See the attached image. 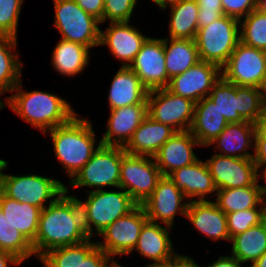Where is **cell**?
Returning a JSON list of instances; mask_svg holds the SVG:
<instances>
[{
	"label": "cell",
	"instance_id": "cell-1",
	"mask_svg": "<svg viewBox=\"0 0 266 267\" xmlns=\"http://www.w3.org/2000/svg\"><path fill=\"white\" fill-rule=\"evenodd\" d=\"M68 193L69 189L65 187V192L41 211L37 234L32 243L38 260L52 249L76 245L90 238L84 227L78 198L66 195Z\"/></svg>",
	"mask_w": 266,
	"mask_h": 267
},
{
	"label": "cell",
	"instance_id": "cell-2",
	"mask_svg": "<svg viewBox=\"0 0 266 267\" xmlns=\"http://www.w3.org/2000/svg\"><path fill=\"white\" fill-rule=\"evenodd\" d=\"M22 82L12 90L16 92L7 96V105L24 121L39 129L42 133L68 123L77 113L73 111L66 99L39 90L25 92Z\"/></svg>",
	"mask_w": 266,
	"mask_h": 267
},
{
	"label": "cell",
	"instance_id": "cell-3",
	"mask_svg": "<svg viewBox=\"0 0 266 267\" xmlns=\"http://www.w3.org/2000/svg\"><path fill=\"white\" fill-rule=\"evenodd\" d=\"M46 132L52 138L55 156L70 180L101 145L99 141L97 147L95 146L96 138L91 120L81 119L77 114L68 123Z\"/></svg>",
	"mask_w": 266,
	"mask_h": 267
},
{
	"label": "cell",
	"instance_id": "cell-4",
	"mask_svg": "<svg viewBox=\"0 0 266 267\" xmlns=\"http://www.w3.org/2000/svg\"><path fill=\"white\" fill-rule=\"evenodd\" d=\"M120 190L122 191L88 190L85 202L78 199L83 212L84 227L90 238L95 233L99 236L117 218L127 215L137 206L124 189Z\"/></svg>",
	"mask_w": 266,
	"mask_h": 267
},
{
	"label": "cell",
	"instance_id": "cell-5",
	"mask_svg": "<svg viewBox=\"0 0 266 267\" xmlns=\"http://www.w3.org/2000/svg\"><path fill=\"white\" fill-rule=\"evenodd\" d=\"M7 165L8 162L4 160L0 167V191L10 199L44 209L65 192L66 186L54 178L37 174H4ZM47 200L49 202L45 205Z\"/></svg>",
	"mask_w": 266,
	"mask_h": 267
},
{
	"label": "cell",
	"instance_id": "cell-6",
	"mask_svg": "<svg viewBox=\"0 0 266 267\" xmlns=\"http://www.w3.org/2000/svg\"><path fill=\"white\" fill-rule=\"evenodd\" d=\"M240 22L223 15L218 20L198 29L195 42L201 61L222 69L240 42Z\"/></svg>",
	"mask_w": 266,
	"mask_h": 267
},
{
	"label": "cell",
	"instance_id": "cell-7",
	"mask_svg": "<svg viewBox=\"0 0 266 267\" xmlns=\"http://www.w3.org/2000/svg\"><path fill=\"white\" fill-rule=\"evenodd\" d=\"M124 147L100 145L90 160L70 180L73 188L105 186L120 189V170Z\"/></svg>",
	"mask_w": 266,
	"mask_h": 267
},
{
	"label": "cell",
	"instance_id": "cell-8",
	"mask_svg": "<svg viewBox=\"0 0 266 267\" xmlns=\"http://www.w3.org/2000/svg\"><path fill=\"white\" fill-rule=\"evenodd\" d=\"M54 26L61 39L72 41L88 48L100 46L101 22L85 12L74 0H53Z\"/></svg>",
	"mask_w": 266,
	"mask_h": 267
},
{
	"label": "cell",
	"instance_id": "cell-9",
	"mask_svg": "<svg viewBox=\"0 0 266 267\" xmlns=\"http://www.w3.org/2000/svg\"><path fill=\"white\" fill-rule=\"evenodd\" d=\"M161 177L153 157L127 153L122 157L119 187L124 189L137 205H142L151 196Z\"/></svg>",
	"mask_w": 266,
	"mask_h": 267
},
{
	"label": "cell",
	"instance_id": "cell-10",
	"mask_svg": "<svg viewBox=\"0 0 266 267\" xmlns=\"http://www.w3.org/2000/svg\"><path fill=\"white\" fill-rule=\"evenodd\" d=\"M195 102L167 88L148 91L147 113L154 121L171 126L177 132L189 131L194 119Z\"/></svg>",
	"mask_w": 266,
	"mask_h": 267
},
{
	"label": "cell",
	"instance_id": "cell-11",
	"mask_svg": "<svg viewBox=\"0 0 266 267\" xmlns=\"http://www.w3.org/2000/svg\"><path fill=\"white\" fill-rule=\"evenodd\" d=\"M148 220L146 211L142 205H137L127 215L117 218L106 227L100 236L103 242H96L113 261L117 255H127L133 249L140 236L144 223Z\"/></svg>",
	"mask_w": 266,
	"mask_h": 267
},
{
	"label": "cell",
	"instance_id": "cell-12",
	"mask_svg": "<svg viewBox=\"0 0 266 267\" xmlns=\"http://www.w3.org/2000/svg\"><path fill=\"white\" fill-rule=\"evenodd\" d=\"M265 71L266 51L247 46L240 41L221 69V74L227 82L258 88Z\"/></svg>",
	"mask_w": 266,
	"mask_h": 267
},
{
	"label": "cell",
	"instance_id": "cell-13",
	"mask_svg": "<svg viewBox=\"0 0 266 267\" xmlns=\"http://www.w3.org/2000/svg\"><path fill=\"white\" fill-rule=\"evenodd\" d=\"M205 162L217 190L249 187L261 177L253 159L214 154Z\"/></svg>",
	"mask_w": 266,
	"mask_h": 267
},
{
	"label": "cell",
	"instance_id": "cell-14",
	"mask_svg": "<svg viewBox=\"0 0 266 267\" xmlns=\"http://www.w3.org/2000/svg\"><path fill=\"white\" fill-rule=\"evenodd\" d=\"M129 67L148 91L167 88L170 78L165 63L164 38L148 37Z\"/></svg>",
	"mask_w": 266,
	"mask_h": 267
},
{
	"label": "cell",
	"instance_id": "cell-15",
	"mask_svg": "<svg viewBox=\"0 0 266 267\" xmlns=\"http://www.w3.org/2000/svg\"><path fill=\"white\" fill-rule=\"evenodd\" d=\"M169 176H162L151 196L142 204L146 211L148 220L152 222H163L164 226L173 228V220L177 214L186 217L189 202ZM177 213V214H176ZM159 221V222H158Z\"/></svg>",
	"mask_w": 266,
	"mask_h": 267
},
{
	"label": "cell",
	"instance_id": "cell-16",
	"mask_svg": "<svg viewBox=\"0 0 266 267\" xmlns=\"http://www.w3.org/2000/svg\"><path fill=\"white\" fill-rule=\"evenodd\" d=\"M221 77V69L217 65L199 61L186 72L172 77L167 89L197 103L209 96L213 85Z\"/></svg>",
	"mask_w": 266,
	"mask_h": 267
},
{
	"label": "cell",
	"instance_id": "cell-17",
	"mask_svg": "<svg viewBox=\"0 0 266 267\" xmlns=\"http://www.w3.org/2000/svg\"><path fill=\"white\" fill-rule=\"evenodd\" d=\"M91 239L52 249L39 260L45 267H108L113 260Z\"/></svg>",
	"mask_w": 266,
	"mask_h": 267
},
{
	"label": "cell",
	"instance_id": "cell-18",
	"mask_svg": "<svg viewBox=\"0 0 266 267\" xmlns=\"http://www.w3.org/2000/svg\"><path fill=\"white\" fill-rule=\"evenodd\" d=\"M100 33V46L107 45L114 58L122 61L121 66L129 67L148 38L129 22L109 23Z\"/></svg>",
	"mask_w": 266,
	"mask_h": 267
},
{
	"label": "cell",
	"instance_id": "cell-19",
	"mask_svg": "<svg viewBox=\"0 0 266 267\" xmlns=\"http://www.w3.org/2000/svg\"><path fill=\"white\" fill-rule=\"evenodd\" d=\"M194 146H201L190 131L174 134L153 156L162 176L188 166L198 160L193 152Z\"/></svg>",
	"mask_w": 266,
	"mask_h": 267
},
{
	"label": "cell",
	"instance_id": "cell-20",
	"mask_svg": "<svg viewBox=\"0 0 266 267\" xmlns=\"http://www.w3.org/2000/svg\"><path fill=\"white\" fill-rule=\"evenodd\" d=\"M107 129L99 140L101 145L125 147L133 133L148 115L147 105H131L110 110Z\"/></svg>",
	"mask_w": 266,
	"mask_h": 267
},
{
	"label": "cell",
	"instance_id": "cell-21",
	"mask_svg": "<svg viewBox=\"0 0 266 267\" xmlns=\"http://www.w3.org/2000/svg\"><path fill=\"white\" fill-rule=\"evenodd\" d=\"M186 218L193 224L200 233L209 239L230 241L227 229L226 214L217 207L214 201H189Z\"/></svg>",
	"mask_w": 266,
	"mask_h": 267
},
{
	"label": "cell",
	"instance_id": "cell-22",
	"mask_svg": "<svg viewBox=\"0 0 266 267\" xmlns=\"http://www.w3.org/2000/svg\"><path fill=\"white\" fill-rule=\"evenodd\" d=\"M169 177L176 187L183 192L188 202L194 201L195 197H198V201L207 200L209 193L217 192L206 162L200 159L173 171Z\"/></svg>",
	"mask_w": 266,
	"mask_h": 267
},
{
	"label": "cell",
	"instance_id": "cell-23",
	"mask_svg": "<svg viewBox=\"0 0 266 267\" xmlns=\"http://www.w3.org/2000/svg\"><path fill=\"white\" fill-rule=\"evenodd\" d=\"M257 124L244 121L241 123H228L225 129L215 138L210 145H215L217 153L224 156L236 158L253 159L254 154L247 150L254 149L255 133Z\"/></svg>",
	"mask_w": 266,
	"mask_h": 267
},
{
	"label": "cell",
	"instance_id": "cell-24",
	"mask_svg": "<svg viewBox=\"0 0 266 267\" xmlns=\"http://www.w3.org/2000/svg\"><path fill=\"white\" fill-rule=\"evenodd\" d=\"M176 133L171 126L156 122L147 115L124 147L125 152L130 155L153 157Z\"/></svg>",
	"mask_w": 266,
	"mask_h": 267
},
{
	"label": "cell",
	"instance_id": "cell-25",
	"mask_svg": "<svg viewBox=\"0 0 266 267\" xmlns=\"http://www.w3.org/2000/svg\"><path fill=\"white\" fill-rule=\"evenodd\" d=\"M148 90L130 67L121 66L108 93L110 110L131 105H147Z\"/></svg>",
	"mask_w": 266,
	"mask_h": 267
},
{
	"label": "cell",
	"instance_id": "cell-26",
	"mask_svg": "<svg viewBox=\"0 0 266 267\" xmlns=\"http://www.w3.org/2000/svg\"><path fill=\"white\" fill-rule=\"evenodd\" d=\"M170 226L147 220L133 250L153 262L171 258L176 252L169 236Z\"/></svg>",
	"mask_w": 266,
	"mask_h": 267
},
{
	"label": "cell",
	"instance_id": "cell-27",
	"mask_svg": "<svg viewBox=\"0 0 266 267\" xmlns=\"http://www.w3.org/2000/svg\"><path fill=\"white\" fill-rule=\"evenodd\" d=\"M227 124L215 104L205 97L195 103L194 119L189 131L201 146L207 147L225 129Z\"/></svg>",
	"mask_w": 266,
	"mask_h": 267
},
{
	"label": "cell",
	"instance_id": "cell-28",
	"mask_svg": "<svg viewBox=\"0 0 266 267\" xmlns=\"http://www.w3.org/2000/svg\"><path fill=\"white\" fill-rule=\"evenodd\" d=\"M0 209L11 224L32 244L37 234L42 209L28 203H21L17 200L10 199L1 191Z\"/></svg>",
	"mask_w": 266,
	"mask_h": 267
},
{
	"label": "cell",
	"instance_id": "cell-29",
	"mask_svg": "<svg viewBox=\"0 0 266 267\" xmlns=\"http://www.w3.org/2000/svg\"><path fill=\"white\" fill-rule=\"evenodd\" d=\"M89 50L84 45L60 39L52 52V66L64 76L79 75L89 63Z\"/></svg>",
	"mask_w": 266,
	"mask_h": 267
},
{
	"label": "cell",
	"instance_id": "cell-30",
	"mask_svg": "<svg viewBox=\"0 0 266 267\" xmlns=\"http://www.w3.org/2000/svg\"><path fill=\"white\" fill-rule=\"evenodd\" d=\"M170 5L169 36L172 39L195 40L198 31L199 7L196 0H178L162 8L167 9Z\"/></svg>",
	"mask_w": 266,
	"mask_h": 267
},
{
	"label": "cell",
	"instance_id": "cell-31",
	"mask_svg": "<svg viewBox=\"0 0 266 267\" xmlns=\"http://www.w3.org/2000/svg\"><path fill=\"white\" fill-rule=\"evenodd\" d=\"M164 54L170 79L201 61L196 42L190 39L164 38Z\"/></svg>",
	"mask_w": 266,
	"mask_h": 267
},
{
	"label": "cell",
	"instance_id": "cell-32",
	"mask_svg": "<svg viewBox=\"0 0 266 267\" xmlns=\"http://www.w3.org/2000/svg\"><path fill=\"white\" fill-rule=\"evenodd\" d=\"M231 254L241 263L258 260L266 252V219L245 232L233 236Z\"/></svg>",
	"mask_w": 266,
	"mask_h": 267
},
{
	"label": "cell",
	"instance_id": "cell-33",
	"mask_svg": "<svg viewBox=\"0 0 266 267\" xmlns=\"http://www.w3.org/2000/svg\"><path fill=\"white\" fill-rule=\"evenodd\" d=\"M215 204L225 214L256 208L263 201L262 185L257 181L249 187L219 189Z\"/></svg>",
	"mask_w": 266,
	"mask_h": 267
},
{
	"label": "cell",
	"instance_id": "cell-34",
	"mask_svg": "<svg viewBox=\"0 0 266 267\" xmlns=\"http://www.w3.org/2000/svg\"><path fill=\"white\" fill-rule=\"evenodd\" d=\"M17 45V38L0 35V96L12 92L22 81V61L14 51Z\"/></svg>",
	"mask_w": 266,
	"mask_h": 267
},
{
	"label": "cell",
	"instance_id": "cell-35",
	"mask_svg": "<svg viewBox=\"0 0 266 267\" xmlns=\"http://www.w3.org/2000/svg\"><path fill=\"white\" fill-rule=\"evenodd\" d=\"M208 98L215 104L227 123H241L245 120L238 113L236 85L221 77L212 87Z\"/></svg>",
	"mask_w": 266,
	"mask_h": 267
},
{
	"label": "cell",
	"instance_id": "cell-36",
	"mask_svg": "<svg viewBox=\"0 0 266 267\" xmlns=\"http://www.w3.org/2000/svg\"><path fill=\"white\" fill-rule=\"evenodd\" d=\"M0 250L8 252L21 262L34 256L32 244L14 227L0 209Z\"/></svg>",
	"mask_w": 266,
	"mask_h": 267
},
{
	"label": "cell",
	"instance_id": "cell-37",
	"mask_svg": "<svg viewBox=\"0 0 266 267\" xmlns=\"http://www.w3.org/2000/svg\"><path fill=\"white\" fill-rule=\"evenodd\" d=\"M244 19V20H243ZM240 22V41L266 51V11L256 8Z\"/></svg>",
	"mask_w": 266,
	"mask_h": 267
},
{
	"label": "cell",
	"instance_id": "cell-38",
	"mask_svg": "<svg viewBox=\"0 0 266 267\" xmlns=\"http://www.w3.org/2000/svg\"><path fill=\"white\" fill-rule=\"evenodd\" d=\"M238 113L246 121L258 124L266 113L257 87L236 85Z\"/></svg>",
	"mask_w": 266,
	"mask_h": 267
},
{
	"label": "cell",
	"instance_id": "cell-39",
	"mask_svg": "<svg viewBox=\"0 0 266 267\" xmlns=\"http://www.w3.org/2000/svg\"><path fill=\"white\" fill-rule=\"evenodd\" d=\"M261 206V207H260ZM230 239L266 219L263 201L256 208L226 214Z\"/></svg>",
	"mask_w": 266,
	"mask_h": 267
},
{
	"label": "cell",
	"instance_id": "cell-40",
	"mask_svg": "<svg viewBox=\"0 0 266 267\" xmlns=\"http://www.w3.org/2000/svg\"><path fill=\"white\" fill-rule=\"evenodd\" d=\"M24 0H0V35L17 38L19 15Z\"/></svg>",
	"mask_w": 266,
	"mask_h": 267
},
{
	"label": "cell",
	"instance_id": "cell-41",
	"mask_svg": "<svg viewBox=\"0 0 266 267\" xmlns=\"http://www.w3.org/2000/svg\"><path fill=\"white\" fill-rule=\"evenodd\" d=\"M137 0H104L103 23L130 22Z\"/></svg>",
	"mask_w": 266,
	"mask_h": 267
},
{
	"label": "cell",
	"instance_id": "cell-42",
	"mask_svg": "<svg viewBox=\"0 0 266 267\" xmlns=\"http://www.w3.org/2000/svg\"><path fill=\"white\" fill-rule=\"evenodd\" d=\"M199 7L198 29L221 18L224 13L221 0H196Z\"/></svg>",
	"mask_w": 266,
	"mask_h": 267
},
{
	"label": "cell",
	"instance_id": "cell-43",
	"mask_svg": "<svg viewBox=\"0 0 266 267\" xmlns=\"http://www.w3.org/2000/svg\"><path fill=\"white\" fill-rule=\"evenodd\" d=\"M253 161L256 164L257 170L264 168L260 172L263 174L266 171V113L257 124Z\"/></svg>",
	"mask_w": 266,
	"mask_h": 267
},
{
	"label": "cell",
	"instance_id": "cell-44",
	"mask_svg": "<svg viewBox=\"0 0 266 267\" xmlns=\"http://www.w3.org/2000/svg\"><path fill=\"white\" fill-rule=\"evenodd\" d=\"M221 3L224 15L239 21L258 8V0H221Z\"/></svg>",
	"mask_w": 266,
	"mask_h": 267
},
{
	"label": "cell",
	"instance_id": "cell-45",
	"mask_svg": "<svg viewBox=\"0 0 266 267\" xmlns=\"http://www.w3.org/2000/svg\"><path fill=\"white\" fill-rule=\"evenodd\" d=\"M85 12L103 23L104 0H74Z\"/></svg>",
	"mask_w": 266,
	"mask_h": 267
},
{
	"label": "cell",
	"instance_id": "cell-46",
	"mask_svg": "<svg viewBox=\"0 0 266 267\" xmlns=\"http://www.w3.org/2000/svg\"><path fill=\"white\" fill-rule=\"evenodd\" d=\"M242 264L237 258L231 256H219L217 261L209 264L208 267H242Z\"/></svg>",
	"mask_w": 266,
	"mask_h": 267
},
{
	"label": "cell",
	"instance_id": "cell-47",
	"mask_svg": "<svg viewBox=\"0 0 266 267\" xmlns=\"http://www.w3.org/2000/svg\"><path fill=\"white\" fill-rule=\"evenodd\" d=\"M173 267H199V265L191 257L175 253L173 255Z\"/></svg>",
	"mask_w": 266,
	"mask_h": 267
},
{
	"label": "cell",
	"instance_id": "cell-48",
	"mask_svg": "<svg viewBox=\"0 0 266 267\" xmlns=\"http://www.w3.org/2000/svg\"><path fill=\"white\" fill-rule=\"evenodd\" d=\"M12 265H20L22 262L17 259L12 254L0 250V267H9L10 264Z\"/></svg>",
	"mask_w": 266,
	"mask_h": 267
},
{
	"label": "cell",
	"instance_id": "cell-49",
	"mask_svg": "<svg viewBox=\"0 0 266 267\" xmlns=\"http://www.w3.org/2000/svg\"><path fill=\"white\" fill-rule=\"evenodd\" d=\"M145 267H173V256L163 261L152 262Z\"/></svg>",
	"mask_w": 266,
	"mask_h": 267
},
{
	"label": "cell",
	"instance_id": "cell-50",
	"mask_svg": "<svg viewBox=\"0 0 266 267\" xmlns=\"http://www.w3.org/2000/svg\"><path fill=\"white\" fill-rule=\"evenodd\" d=\"M258 89L260 92L261 100H262L264 106L266 107V71L264 73V76L262 78V81H261Z\"/></svg>",
	"mask_w": 266,
	"mask_h": 267
},
{
	"label": "cell",
	"instance_id": "cell-51",
	"mask_svg": "<svg viewBox=\"0 0 266 267\" xmlns=\"http://www.w3.org/2000/svg\"><path fill=\"white\" fill-rule=\"evenodd\" d=\"M250 267H266V252L258 260H255Z\"/></svg>",
	"mask_w": 266,
	"mask_h": 267
},
{
	"label": "cell",
	"instance_id": "cell-52",
	"mask_svg": "<svg viewBox=\"0 0 266 267\" xmlns=\"http://www.w3.org/2000/svg\"><path fill=\"white\" fill-rule=\"evenodd\" d=\"M175 1H178V0H153V2H154L158 7H160L161 9H162L164 6H166V5L170 4V3H173V2H175Z\"/></svg>",
	"mask_w": 266,
	"mask_h": 267
},
{
	"label": "cell",
	"instance_id": "cell-53",
	"mask_svg": "<svg viewBox=\"0 0 266 267\" xmlns=\"http://www.w3.org/2000/svg\"><path fill=\"white\" fill-rule=\"evenodd\" d=\"M265 185H262V192H263V204L265 208V213H266V182H264Z\"/></svg>",
	"mask_w": 266,
	"mask_h": 267
},
{
	"label": "cell",
	"instance_id": "cell-54",
	"mask_svg": "<svg viewBox=\"0 0 266 267\" xmlns=\"http://www.w3.org/2000/svg\"><path fill=\"white\" fill-rule=\"evenodd\" d=\"M258 8L266 11V0H258Z\"/></svg>",
	"mask_w": 266,
	"mask_h": 267
},
{
	"label": "cell",
	"instance_id": "cell-55",
	"mask_svg": "<svg viewBox=\"0 0 266 267\" xmlns=\"http://www.w3.org/2000/svg\"><path fill=\"white\" fill-rule=\"evenodd\" d=\"M108 267H123L116 260L112 261Z\"/></svg>",
	"mask_w": 266,
	"mask_h": 267
},
{
	"label": "cell",
	"instance_id": "cell-56",
	"mask_svg": "<svg viewBox=\"0 0 266 267\" xmlns=\"http://www.w3.org/2000/svg\"><path fill=\"white\" fill-rule=\"evenodd\" d=\"M260 178L261 179L263 178L264 182H266V171L263 174H261Z\"/></svg>",
	"mask_w": 266,
	"mask_h": 267
},
{
	"label": "cell",
	"instance_id": "cell-57",
	"mask_svg": "<svg viewBox=\"0 0 266 267\" xmlns=\"http://www.w3.org/2000/svg\"><path fill=\"white\" fill-rule=\"evenodd\" d=\"M5 107V103L0 100V110Z\"/></svg>",
	"mask_w": 266,
	"mask_h": 267
},
{
	"label": "cell",
	"instance_id": "cell-58",
	"mask_svg": "<svg viewBox=\"0 0 266 267\" xmlns=\"http://www.w3.org/2000/svg\"><path fill=\"white\" fill-rule=\"evenodd\" d=\"M3 161H4L3 159H0V167H1L2 163H3Z\"/></svg>",
	"mask_w": 266,
	"mask_h": 267
}]
</instances>
